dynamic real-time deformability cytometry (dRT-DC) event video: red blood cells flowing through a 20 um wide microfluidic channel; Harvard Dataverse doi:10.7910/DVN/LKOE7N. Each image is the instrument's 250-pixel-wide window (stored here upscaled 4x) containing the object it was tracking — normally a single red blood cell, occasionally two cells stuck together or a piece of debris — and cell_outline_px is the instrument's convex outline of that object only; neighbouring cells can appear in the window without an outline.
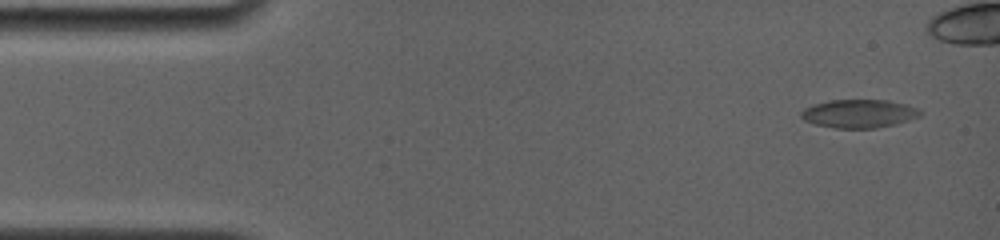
{"species": "common noctule bat (a hibernating species)", "species_latin": "Nyctalus noctula", "temperature_condition": "room temperature", "stored_images_in_passage": 26, "camera_frame_rate_fps": 4000, "um_per_image_px": 0.085, "animal": {"sex": "female", "body_mass_g": 19.0, "forearm_length_mm": 56.7}, "frame": {"image": 1, "passage_image": 2, "time_ms": 0.5, "image_size_px": [1000, 240], "cell_outline_px": [[924, 112], [920, 116], [896, 124], [876, 128], [836, 128], [816, 124], [804, 120], [800, 116], [800, 112], [804, 108], [828, 100], [888, 100], [908, 104]], "centroid_in_image_um": [73.04, 9.65], "position_along_channel_um": 12.0, "area_um2": 19.71}}
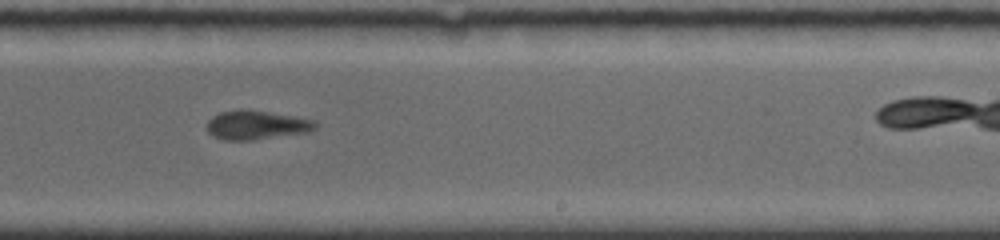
{"frame": {"image": 2, "passage_image": 18, "time_ms": 10.0, "image_size_px": [1000, 240], "cell_outline_px": [[320, 124], [316, 128], [308, 132], [252, 140], [224, 140], [208, 132], [208, 120], [212, 116], [220, 112], [248, 108], [316, 120]], "centroid_in_image_um": [21.84, 10.61], "position_along_channel_um": 267.2, "area_um2": 18.44}}
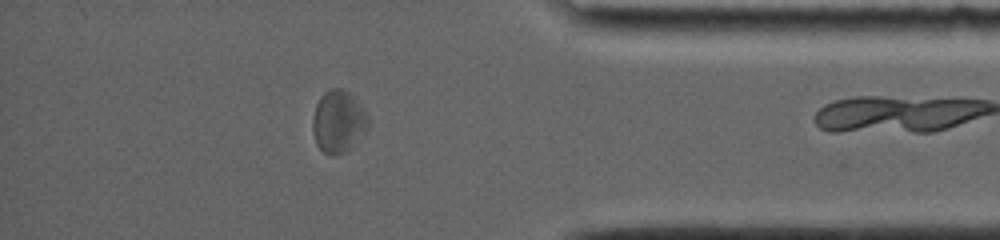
{"frame": {"image": 3, "passage_image": 25, "time_ms": 14.0, "image_size_px": [1000, 240], "cell_outline_px": [[368, 128], [344, 152], [324, 152], [316, 144], [312, 128], [312, 120], [316, 104], [320, 96], [324, 92], [332, 88], [344, 88], [356, 96], [364, 108], [368, 116]], "centroid_in_image_um": [28.76, 10.23], "position_along_channel_um": 406.4, "area_um2": 19.94}, "authors_computed_cell_mechanics": {"area_um2": 18.9873, "velocity_mm_per_s": 3.769, "shape_relaxation_time_tau1_ms": 4.4245, "shape_relaxation_time_tau2_ms": 1.1196, "deformation_change_tau1": 0.1371, "deformation_change_tau2": 0.066}}